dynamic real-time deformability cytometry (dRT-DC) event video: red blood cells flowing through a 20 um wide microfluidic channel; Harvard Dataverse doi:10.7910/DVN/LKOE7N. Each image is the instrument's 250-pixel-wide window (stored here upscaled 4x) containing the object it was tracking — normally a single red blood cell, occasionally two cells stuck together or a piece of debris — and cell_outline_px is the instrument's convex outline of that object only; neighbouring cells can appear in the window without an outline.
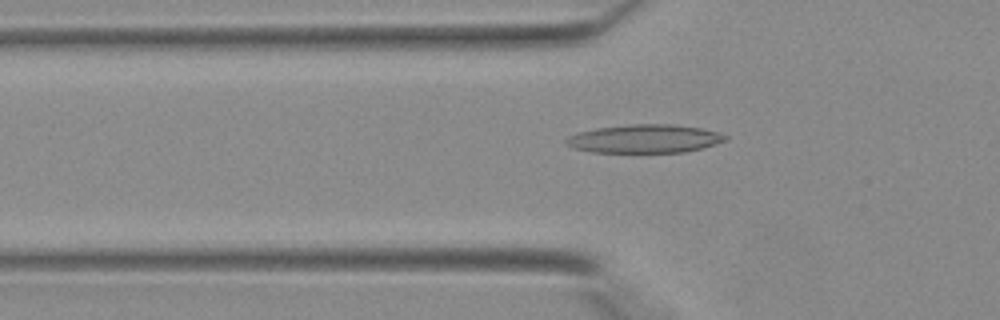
{"species": "Egyptian fruit bat (a non-hibernating species)", "species_latin": "Rousettus aegyptiacus", "temperature_condition": "warm", "stored_images_in_passage": 25, "camera_frame_rate_fps": 3000, "um_per_image_px": 0.085, "animal": {"sex": "female"}, "frame": {"image": 1, "passage_image": 3, "time_ms": 0.667, "image_size_px": [1000, 320], "cell_outline_px": [[728, 140], [704, 148], [684, 152], [592, 152], [572, 148], [564, 144], [564, 140], [568, 136], [580, 132], [596, 128], [628, 124], [676, 124], [700, 128], [716, 132], [728, 136]], "centroid_in_image_um": [54.78, 11.79], "position_along_channel_um": 71.0, "area_um2": 26.53}}
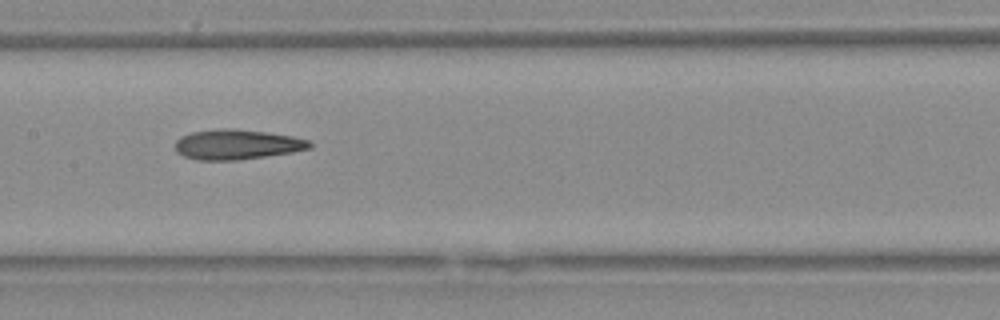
{"frame": {"image": 2, "passage_image": 10, "time_ms": 3.0, "image_size_px": [1000, 320], "cell_outline_px": [[312, 148], [292, 152], [240, 160], [196, 160], [184, 156], [176, 152], [176, 140], [180, 136], [192, 132], [220, 128], [236, 128], [292, 136], [308, 140], [312, 144]], "centroid_in_image_um": [20.12, 12.28], "position_along_channel_um": 187.3, "area_um2": 23.58}}
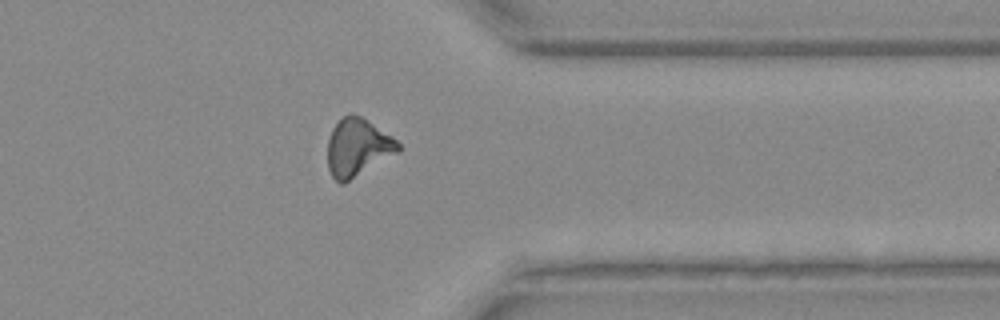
{"frame": {"image": 3, "passage_image": 22, "time_ms": 7.0, "image_size_px": [1000, 320], "cell_outline_px": [[400, 152], [344, 184], [340, 184], [332, 176], [328, 168], [328, 140], [332, 128], [344, 116], [360, 116], [392, 136], [400, 144]], "centroid_in_image_um": [30.41, 12.58], "position_along_channel_um": 381.0, "area_um2": 23.58}}